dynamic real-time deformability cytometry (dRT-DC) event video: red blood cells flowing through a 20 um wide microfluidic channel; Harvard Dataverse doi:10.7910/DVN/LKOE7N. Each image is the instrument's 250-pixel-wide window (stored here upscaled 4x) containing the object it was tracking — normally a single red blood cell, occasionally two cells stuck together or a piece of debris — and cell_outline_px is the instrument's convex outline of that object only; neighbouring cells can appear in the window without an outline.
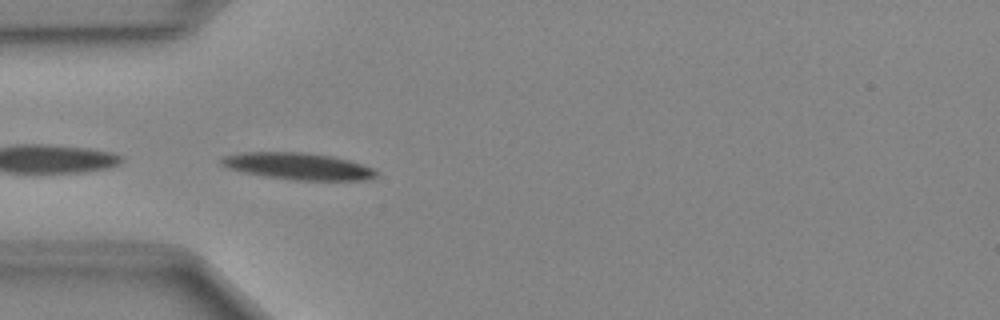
{"species": "Egyptian fruit bat (a non-hibernating species)", "species_latin": "Rousettus aegyptiacus", "temperature_condition": "cold", "stored_images_in_passage": 38, "camera_frame_rate_fps": 3000, "um_per_image_px": 0.085, "animal": {"sex": "female"}, "frame": {"image": 1, "passage_image": 4, "time_ms": 1.0, "image_size_px": [1000, 320], "cell_outline_px": [[376, 176], [368, 180], [292, 180], [264, 176], [240, 172], [228, 168], [220, 164], [220, 160], [224, 156], [244, 152], [300, 152], [332, 156], [348, 160], [372, 168], [376, 172]], "centroid_in_image_um": [25.28, 14.13], "position_along_channel_um": 59.7, "area_um2": 24.1}}
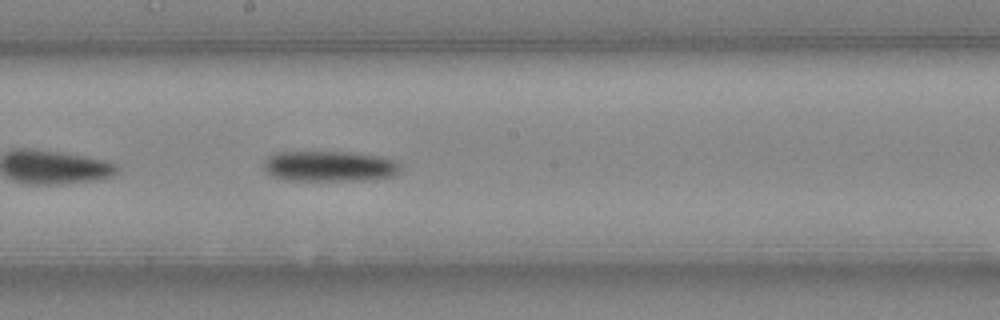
{"frame": {"image": 2, "passage_image": 16, "time_ms": 5.0, "image_size_px": [1000, 320], "cell_outline_px": [[400, 168], [392, 176], [368, 180], [288, 180], [276, 176], [268, 172], [264, 168], [264, 160], [268, 156], [276, 152], [348, 152], [376, 156], [392, 160]], "centroid_in_image_um": [27.95, 14.12], "position_along_channel_um": 220.3, "area_um2": 23.81}}
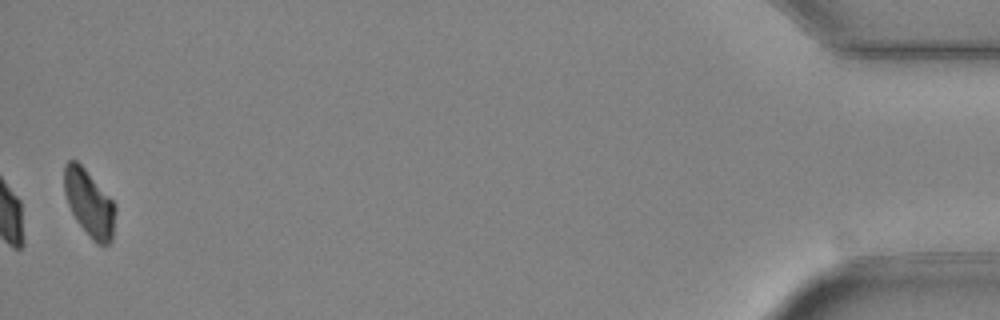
{"frame": {"image": 3, "passage_image": 38, "time_ms": 12.333, "image_size_px": [1000, 320], "cell_outline_px": [[116, 212], [112, 240], [108, 244], [96, 244], [92, 240], [76, 220], [68, 204], [64, 192], [64, 164], [68, 160], [76, 160], [84, 168], [116, 204]], "centroid_in_image_um": [7.59, 17.28], "position_along_channel_um": 427.6, "area_um2": 19.83}}